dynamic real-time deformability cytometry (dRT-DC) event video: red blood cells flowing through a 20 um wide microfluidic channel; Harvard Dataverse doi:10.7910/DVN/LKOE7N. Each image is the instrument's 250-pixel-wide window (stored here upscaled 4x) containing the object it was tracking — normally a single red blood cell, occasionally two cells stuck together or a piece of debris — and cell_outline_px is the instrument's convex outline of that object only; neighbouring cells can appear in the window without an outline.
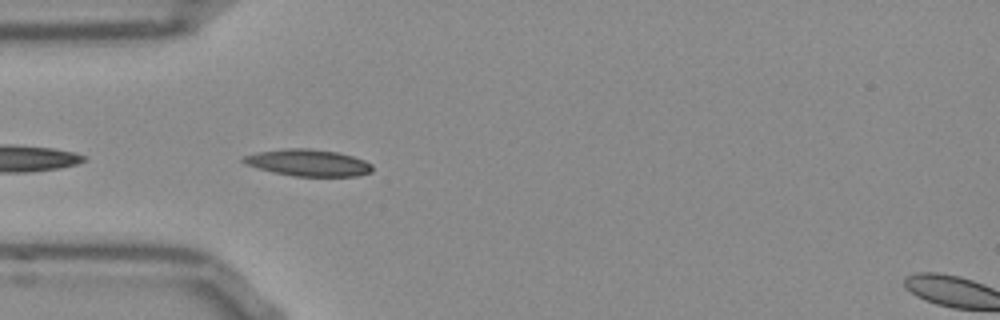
{"species": "Egyptian fruit bat (a non-hibernating species)", "species_latin": "Rousettus aegyptiacus", "temperature_condition": "room temperature", "stored_images_in_passage": 11, "camera_frame_rate_fps": 3000, "um_per_image_px": 0.085, "frame": {"image": 1, "passage_image": 2, "time_ms": 0.333, "image_size_px": [1000, 320], "cell_outline_px": [[372, 172], [356, 176], [292, 176], [272, 172], [256, 168], [244, 164], [240, 160], [244, 156], [260, 152], [288, 148], [308, 148], [336, 152], [352, 156], [364, 160], [372, 164]], "centroid_in_image_um": [26.17, 13.84], "position_along_channel_um": 58.8, "area_um2": 20.06}}
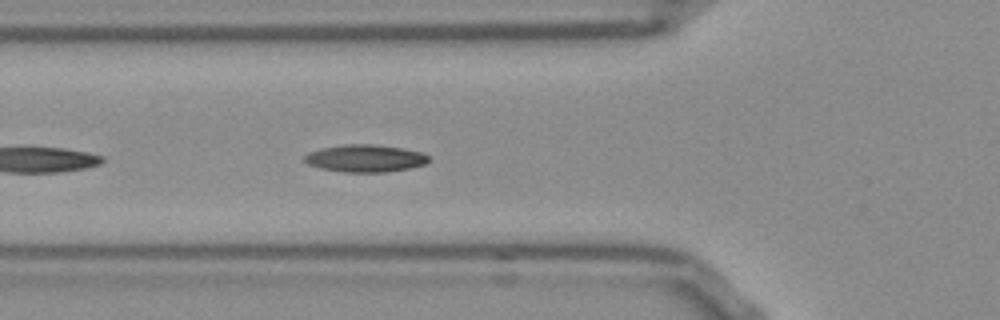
{"frame": {"image": 2, "passage_image": 5, "time_ms": 1.333, "image_size_px": [1000, 320], "cell_outline_px": [[428, 160], [424, 164], [408, 168], [384, 172], [344, 172], [320, 168], [308, 164], [304, 160], [304, 156], [308, 152], [320, 148], [340, 144], [372, 144], [400, 148], [420, 152], [428, 156]], "centroid_in_image_um": [30.97, 13.45], "position_along_channel_um": 94.8, "area_um2": 19.65}}